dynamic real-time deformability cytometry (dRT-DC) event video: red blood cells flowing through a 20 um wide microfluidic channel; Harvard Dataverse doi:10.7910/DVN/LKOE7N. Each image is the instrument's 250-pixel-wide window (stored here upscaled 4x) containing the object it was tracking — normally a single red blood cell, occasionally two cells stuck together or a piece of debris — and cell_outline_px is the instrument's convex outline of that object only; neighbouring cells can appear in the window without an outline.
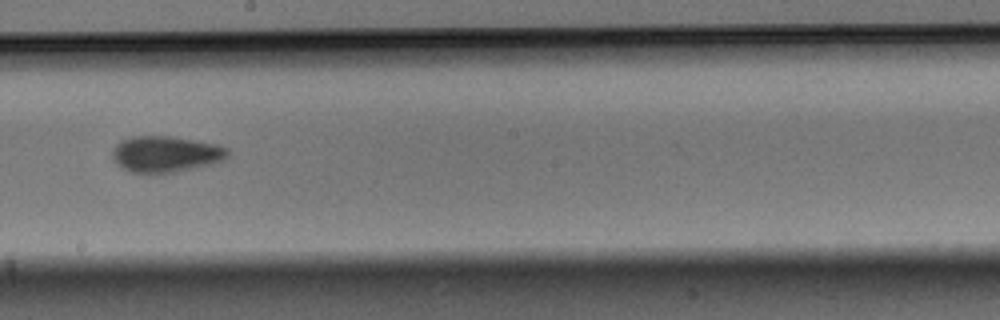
{"species": "Egyptian fruit bat (a non-hibernating species)", "species_latin": "Rousettus aegyptiacus", "temperature_condition": "warm", "stored_images_in_passage": 12, "camera_frame_rate_fps": 3000, "um_per_image_px": 0.085, "animal": {"sex": "male"}, "frame": {"image": 1, "passage_image": 6, "time_ms": 1.667, "image_size_px": [1000, 320], "cell_outline_px": [[228, 156], [224, 160], [212, 164], [176, 172], [156, 176], [132, 172], [116, 164], [112, 156], [112, 148], [120, 140], [132, 136], [172, 136], [216, 144], [228, 148]], "centroid_in_image_um": [14.06, 13.12], "position_along_channel_um": 234.1, "area_um2": 24.91}}
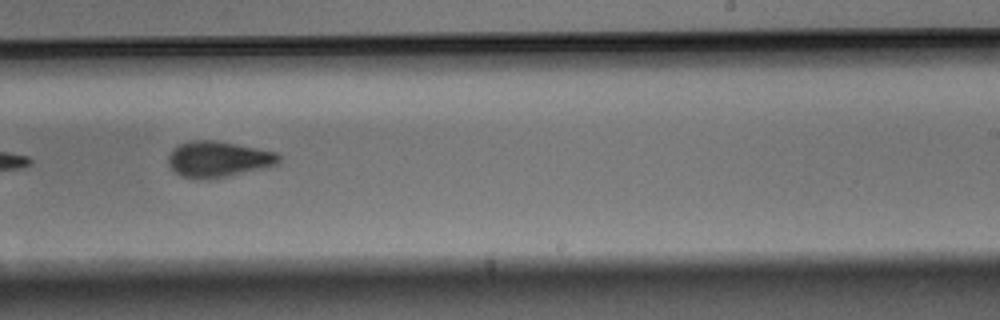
{"frame": {"image": 2, "passage_image": 7, "time_ms": 2.0, "image_size_px": [1000, 320], "cell_outline_px": [[280, 160], [276, 164], [228, 176], [180, 176], [168, 164], [168, 156], [172, 148], [180, 144], [192, 140], [216, 140], [276, 152], [280, 156]], "centroid_in_image_um": [18.53, 13.48], "position_along_channel_um": 270.5, "area_um2": 22.25}}
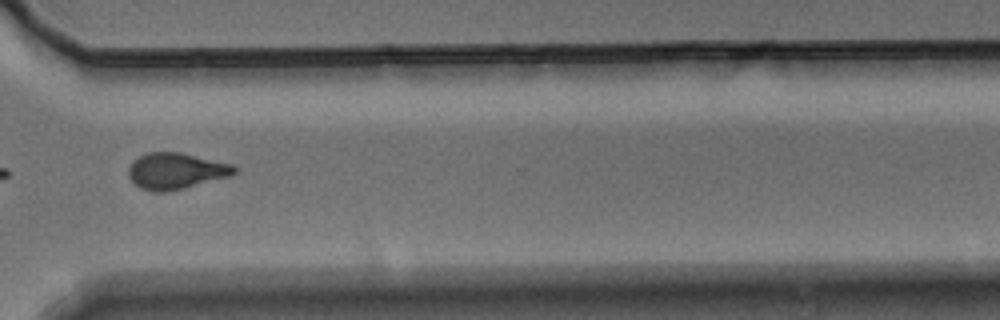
{"frame": {"image": 3, "passage_image": 9, "time_ms": 2.667, "image_size_px": [1000, 320], "cell_outline_px": [[236, 172], [228, 176], [184, 188], [164, 192], [152, 192], [140, 188], [128, 176], [128, 168], [140, 156], [148, 152], [180, 152], [232, 164], [236, 168]], "centroid_in_image_um": [14.93, 14.53], "position_along_channel_um": 355.7, "area_um2": 22.02}}